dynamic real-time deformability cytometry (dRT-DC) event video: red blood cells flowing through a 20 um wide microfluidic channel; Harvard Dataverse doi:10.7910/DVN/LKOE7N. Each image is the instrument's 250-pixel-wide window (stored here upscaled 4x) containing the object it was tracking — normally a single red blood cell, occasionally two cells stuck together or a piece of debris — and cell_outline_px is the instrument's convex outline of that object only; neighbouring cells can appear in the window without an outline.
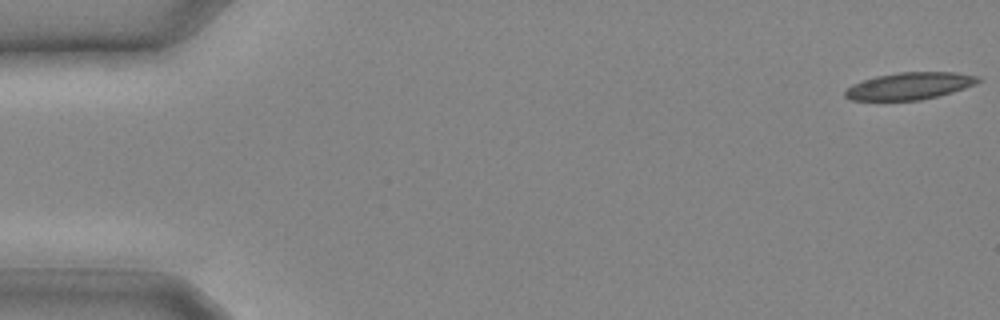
{"species": "common noctule bat (a hibernating species)", "species_latin": "Nyctalus noctula", "temperature_condition": "cold", "stored_images_in_passage": 8, "camera_frame_rate_fps": 3000, "um_per_image_px": 0.085, "animal": {"sex": "male", "body_mass_g": 20.4}, "frame": {"image": 1, "passage_image": 1, "time_ms": 0.0, "image_size_px": [1000, 320], "cell_outline_px": [[984, 80], [976, 84], [952, 92], [920, 100], [852, 100], [844, 96], [844, 92], [852, 84], [876, 76], [900, 72], [956, 72], [980, 76]], "centroid_in_image_um": [77.36, 7.29], "position_along_channel_um": 7.6, "area_um2": 20.98}}
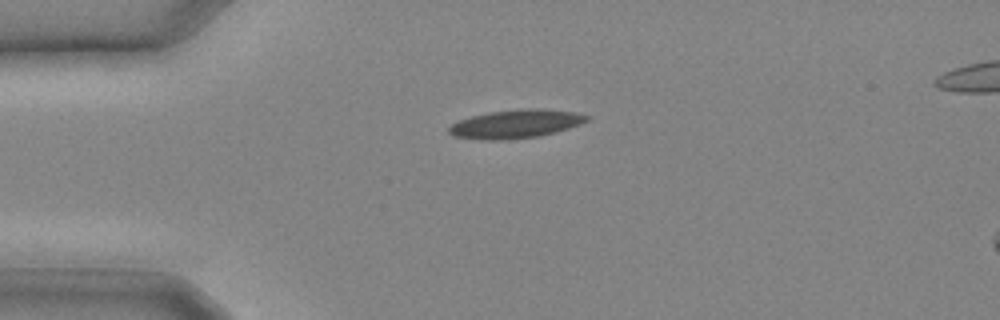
{"frame": {"image": 2, "passage_image": 7, "time_ms": 2.0, "image_size_px": [1000, 320], "cell_outline_px": [[588, 120], [580, 124], [556, 132], [540, 136], [508, 140], [480, 140], [452, 136], [448, 132], [448, 128], [452, 124], [460, 120], [472, 116], [488, 112], [520, 108], [540, 108], [572, 112], [588, 116]], "centroid_in_image_um": [43.79, 10.54], "position_along_channel_um": 41.2, "area_um2": 23.0}}